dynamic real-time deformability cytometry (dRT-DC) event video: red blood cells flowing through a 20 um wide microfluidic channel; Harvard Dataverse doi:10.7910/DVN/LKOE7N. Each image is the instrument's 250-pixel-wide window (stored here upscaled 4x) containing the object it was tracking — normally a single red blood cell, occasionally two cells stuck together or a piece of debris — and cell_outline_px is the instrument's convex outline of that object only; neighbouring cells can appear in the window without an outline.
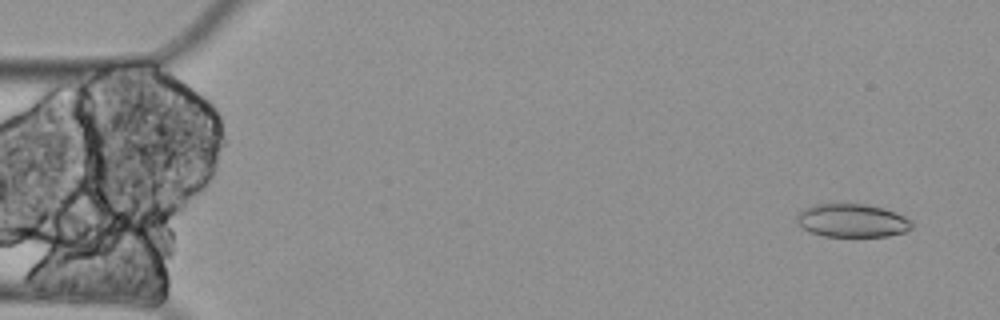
{"species": "Egyptian fruit bat (a non-hibernating species)", "species_latin": "Rousettus aegyptiacus", "temperature_condition": "cold", "stored_images_in_passage": 7, "camera_frame_rate_fps": 3000, "um_per_image_px": 0.085, "animal": {"sex": "female"}, "frame": {"image": 1, "passage_image": 1, "time_ms": 0.0, "image_size_px": [1000, 320], "cell_outline_px": [[912, 228], [904, 232], [888, 236], [824, 236], [812, 232], [804, 228], [796, 220], [796, 216], [804, 208], [812, 204], [868, 204], [884, 208], [904, 216], [912, 220]], "centroid_in_image_um": [72.45, 18.74], "position_along_channel_um": 12.5, "area_um2": 22.25}}
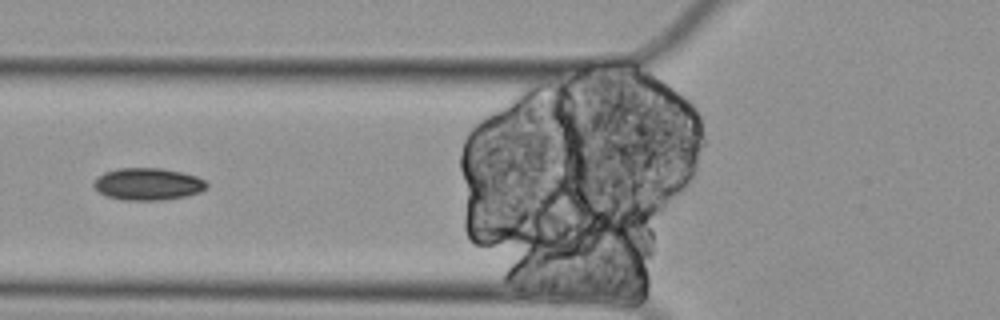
{"frame": {"image": 2, "passage_image": 6, "time_ms": 1.667, "image_size_px": [1000, 320], "cell_outline_px": [[208, 188], [200, 192], [184, 196], [160, 200], [124, 200], [108, 196], [100, 192], [92, 184], [96, 176], [104, 172], [120, 168], [160, 168], [180, 172], [196, 176], [204, 180], [208, 184]], "centroid_in_image_um": [12.56, 15.64], "position_along_channel_um": 113.2, "area_um2": 21.04}}
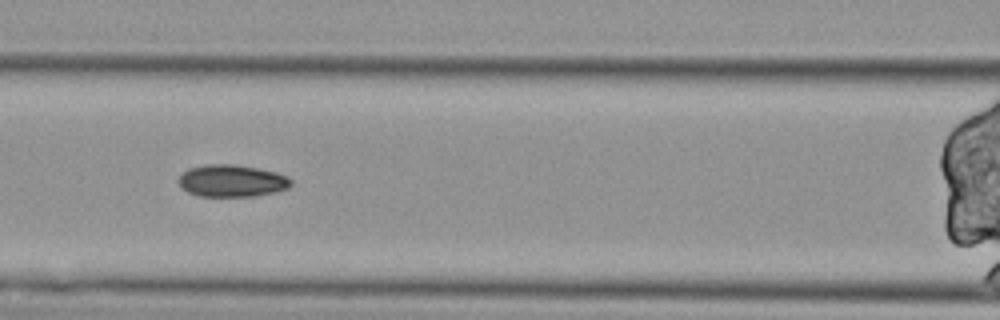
{"frame": {"image": 3, "passage_image": 7, "time_ms": 2.0, "image_size_px": [1000, 320], "cell_outline_px": [[292, 184], [288, 188], [276, 192], [252, 196], [200, 196], [188, 192], [180, 188], [180, 176], [188, 168], [208, 164], [232, 164], [256, 168], [276, 172], [288, 176], [292, 180]], "centroid_in_image_um": [19.73, 15.37], "position_along_channel_um": 146.9, "area_um2": 20.98}}